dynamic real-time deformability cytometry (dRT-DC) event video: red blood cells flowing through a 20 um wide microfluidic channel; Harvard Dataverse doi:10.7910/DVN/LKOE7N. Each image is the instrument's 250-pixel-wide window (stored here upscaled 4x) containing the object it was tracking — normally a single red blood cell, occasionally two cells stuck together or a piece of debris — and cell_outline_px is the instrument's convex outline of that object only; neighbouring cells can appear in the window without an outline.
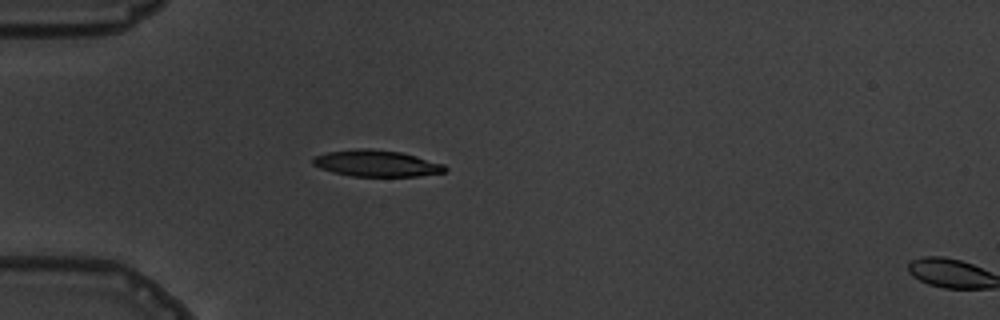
{"species": "common noctule bat (a hibernating species)", "species_latin": "Nyctalus noctula", "temperature_condition": "warm", "stored_images_in_passage": 6, "camera_frame_rate_fps": 3000, "um_per_image_px": 0.085, "animal": {"sex": "male", "body_mass_g": 19.5, "forearm_length_mm": 54.6}, "frame": {"image": 1, "passage_image": 5, "time_ms": 4.667, "image_size_px": [1000, 320], "cell_outline_px": [[448, 168], [444, 172], [420, 176], [352, 176], [332, 172], [320, 168], [312, 164], [312, 156], [328, 152], [356, 148], [372, 148], [400, 152], [416, 156], [444, 164]], "centroid_in_image_um": [31.98, 13.88], "position_along_channel_um": 53.0, "area_um2": 20.46}}